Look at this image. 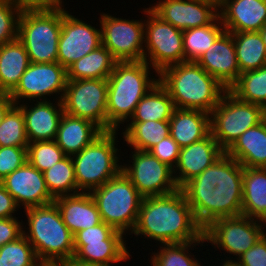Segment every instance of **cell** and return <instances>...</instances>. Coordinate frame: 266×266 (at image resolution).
Listing matches in <instances>:
<instances>
[{
	"label": "cell",
	"mask_w": 266,
	"mask_h": 266,
	"mask_svg": "<svg viewBox=\"0 0 266 266\" xmlns=\"http://www.w3.org/2000/svg\"><path fill=\"white\" fill-rule=\"evenodd\" d=\"M180 189L203 229L216 219L242 215L243 166L226 153Z\"/></svg>",
	"instance_id": "1"
},
{
	"label": "cell",
	"mask_w": 266,
	"mask_h": 266,
	"mask_svg": "<svg viewBox=\"0 0 266 266\" xmlns=\"http://www.w3.org/2000/svg\"><path fill=\"white\" fill-rule=\"evenodd\" d=\"M224 31L219 15L206 26L184 30V62H197Z\"/></svg>",
	"instance_id": "33"
},
{
	"label": "cell",
	"mask_w": 266,
	"mask_h": 266,
	"mask_svg": "<svg viewBox=\"0 0 266 266\" xmlns=\"http://www.w3.org/2000/svg\"><path fill=\"white\" fill-rule=\"evenodd\" d=\"M21 12L12 0H0V44L17 39Z\"/></svg>",
	"instance_id": "41"
},
{
	"label": "cell",
	"mask_w": 266,
	"mask_h": 266,
	"mask_svg": "<svg viewBox=\"0 0 266 266\" xmlns=\"http://www.w3.org/2000/svg\"><path fill=\"white\" fill-rule=\"evenodd\" d=\"M169 135V121L131 122L126 125L123 132L124 141L141 151H149Z\"/></svg>",
	"instance_id": "34"
},
{
	"label": "cell",
	"mask_w": 266,
	"mask_h": 266,
	"mask_svg": "<svg viewBox=\"0 0 266 266\" xmlns=\"http://www.w3.org/2000/svg\"><path fill=\"white\" fill-rule=\"evenodd\" d=\"M133 152L132 165H122V171L144 198L166 195L179 189L172 167L149 151L135 149Z\"/></svg>",
	"instance_id": "13"
},
{
	"label": "cell",
	"mask_w": 266,
	"mask_h": 266,
	"mask_svg": "<svg viewBox=\"0 0 266 266\" xmlns=\"http://www.w3.org/2000/svg\"><path fill=\"white\" fill-rule=\"evenodd\" d=\"M175 105L167 90L158 82L137 104L131 122L169 121Z\"/></svg>",
	"instance_id": "31"
},
{
	"label": "cell",
	"mask_w": 266,
	"mask_h": 266,
	"mask_svg": "<svg viewBox=\"0 0 266 266\" xmlns=\"http://www.w3.org/2000/svg\"><path fill=\"white\" fill-rule=\"evenodd\" d=\"M163 244L197 241L203 228L196 221L184 193L145 197L142 200L137 223L131 232Z\"/></svg>",
	"instance_id": "2"
},
{
	"label": "cell",
	"mask_w": 266,
	"mask_h": 266,
	"mask_svg": "<svg viewBox=\"0 0 266 266\" xmlns=\"http://www.w3.org/2000/svg\"><path fill=\"white\" fill-rule=\"evenodd\" d=\"M218 13L226 32L260 31L266 23V0H223Z\"/></svg>",
	"instance_id": "21"
},
{
	"label": "cell",
	"mask_w": 266,
	"mask_h": 266,
	"mask_svg": "<svg viewBox=\"0 0 266 266\" xmlns=\"http://www.w3.org/2000/svg\"><path fill=\"white\" fill-rule=\"evenodd\" d=\"M66 84L67 69L58 62L30 63L21 76L20 82L9 96L14 104H19L20 99L29 98L30 101L31 99L37 101L43 96V99L47 100L45 95L51 96L58 93L60 97H57V100L62 101Z\"/></svg>",
	"instance_id": "15"
},
{
	"label": "cell",
	"mask_w": 266,
	"mask_h": 266,
	"mask_svg": "<svg viewBox=\"0 0 266 266\" xmlns=\"http://www.w3.org/2000/svg\"><path fill=\"white\" fill-rule=\"evenodd\" d=\"M28 231L23 235L39 261L61 262L74 257V238L53 202L25 209Z\"/></svg>",
	"instance_id": "5"
},
{
	"label": "cell",
	"mask_w": 266,
	"mask_h": 266,
	"mask_svg": "<svg viewBox=\"0 0 266 266\" xmlns=\"http://www.w3.org/2000/svg\"><path fill=\"white\" fill-rule=\"evenodd\" d=\"M117 62L110 51L101 45L67 69V80L107 79Z\"/></svg>",
	"instance_id": "29"
},
{
	"label": "cell",
	"mask_w": 266,
	"mask_h": 266,
	"mask_svg": "<svg viewBox=\"0 0 266 266\" xmlns=\"http://www.w3.org/2000/svg\"><path fill=\"white\" fill-rule=\"evenodd\" d=\"M90 194L103 222L124 235L125 232L134 230L144 197L123 171Z\"/></svg>",
	"instance_id": "8"
},
{
	"label": "cell",
	"mask_w": 266,
	"mask_h": 266,
	"mask_svg": "<svg viewBox=\"0 0 266 266\" xmlns=\"http://www.w3.org/2000/svg\"><path fill=\"white\" fill-rule=\"evenodd\" d=\"M221 266H241V264L236 260H226L223 262Z\"/></svg>",
	"instance_id": "53"
},
{
	"label": "cell",
	"mask_w": 266,
	"mask_h": 266,
	"mask_svg": "<svg viewBox=\"0 0 266 266\" xmlns=\"http://www.w3.org/2000/svg\"><path fill=\"white\" fill-rule=\"evenodd\" d=\"M228 90L238 99L260 105L266 110V65L241 73Z\"/></svg>",
	"instance_id": "35"
},
{
	"label": "cell",
	"mask_w": 266,
	"mask_h": 266,
	"mask_svg": "<svg viewBox=\"0 0 266 266\" xmlns=\"http://www.w3.org/2000/svg\"><path fill=\"white\" fill-rule=\"evenodd\" d=\"M27 161V147H0V182Z\"/></svg>",
	"instance_id": "43"
},
{
	"label": "cell",
	"mask_w": 266,
	"mask_h": 266,
	"mask_svg": "<svg viewBox=\"0 0 266 266\" xmlns=\"http://www.w3.org/2000/svg\"><path fill=\"white\" fill-rule=\"evenodd\" d=\"M180 149L181 147L169 135L153 146L149 152L174 169L179 159Z\"/></svg>",
	"instance_id": "44"
},
{
	"label": "cell",
	"mask_w": 266,
	"mask_h": 266,
	"mask_svg": "<svg viewBox=\"0 0 266 266\" xmlns=\"http://www.w3.org/2000/svg\"><path fill=\"white\" fill-rule=\"evenodd\" d=\"M62 18L63 8L22 10L17 38L31 63L57 62Z\"/></svg>",
	"instance_id": "7"
},
{
	"label": "cell",
	"mask_w": 266,
	"mask_h": 266,
	"mask_svg": "<svg viewBox=\"0 0 266 266\" xmlns=\"http://www.w3.org/2000/svg\"><path fill=\"white\" fill-rule=\"evenodd\" d=\"M154 5L149 8L157 16L182 31L206 26L219 15L214 6L197 0H163Z\"/></svg>",
	"instance_id": "18"
},
{
	"label": "cell",
	"mask_w": 266,
	"mask_h": 266,
	"mask_svg": "<svg viewBox=\"0 0 266 266\" xmlns=\"http://www.w3.org/2000/svg\"><path fill=\"white\" fill-rule=\"evenodd\" d=\"M65 156L55 140L35 141L27 146V161L42 173Z\"/></svg>",
	"instance_id": "39"
},
{
	"label": "cell",
	"mask_w": 266,
	"mask_h": 266,
	"mask_svg": "<svg viewBox=\"0 0 266 266\" xmlns=\"http://www.w3.org/2000/svg\"><path fill=\"white\" fill-rule=\"evenodd\" d=\"M28 144L23 112L18 104H13L0 123V147H27Z\"/></svg>",
	"instance_id": "37"
},
{
	"label": "cell",
	"mask_w": 266,
	"mask_h": 266,
	"mask_svg": "<svg viewBox=\"0 0 266 266\" xmlns=\"http://www.w3.org/2000/svg\"><path fill=\"white\" fill-rule=\"evenodd\" d=\"M14 198L18 208L44 206L54 202L44 180V175L26 161L0 182Z\"/></svg>",
	"instance_id": "17"
},
{
	"label": "cell",
	"mask_w": 266,
	"mask_h": 266,
	"mask_svg": "<svg viewBox=\"0 0 266 266\" xmlns=\"http://www.w3.org/2000/svg\"><path fill=\"white\" fill-rule=\"evenodd\" d=\"M157 77L169 93L175 108L197 109L210 114L228 90L197 62L169 66Z\"/></svg>",
	"instance_id": "3"
},
{
	"label": "cell",
	"mask_w": 266,
	"mask_h": 266,
	"mask_svg": "<svg viewBox=\"0 0 266 266\" xmlns=\"http://www.w3.org/2000/svg\"><path fill=\"white\" fill-rule=\"evenodd\" d=\"M13 101L9 94H0V123L7 112V110L13 105Z\"/></svg>",
	"instance_id": "49"
},
{
	"label": "cell",
	"mask_w": 266,
	"mask_h": 266,
	"mask_svg": "<svg viewBox=\"0 0 266 266\" xmlns=\"http://www.w3.org/2000/svg\"><path fill=\"white\" fill-rule=\"evenodd\" d=\"M64 266H105L101 264H93V263H87L80 260H77L75 258H70L68 260L61 261Z\"/></svg>",
	"instance_id": "50"
},
{
	"label": "cell",
	"mask_w": 266,
	"mask_h": 266,
	"mask_svg": "<svg viewBox=\"0 0 266 266\" xmlns=\"http://www.w3.org/2000/svg\"><path fill=\"white\" fill-rule=\"evenodd\" d=\"M262 224L266 226L264 221L243 215L219 218L203 229V235L215 248L239 257L265 234Z\"/></svg>",
	"instance_id": "12"
},
{
	"label": "cell",
	"mask_w": 266,
	"mask_h": 266,
	"mask_svg": "<svg viewBox=\"0 0 266 266\" xmlns=\"http://www.w3.org/2000/svg\"><path fill=\"white\" fill-rule=\"evenodd\" d=\"M123 232L101 222L94 227L80 230L73 235L74 243H95L102 240H124Z\"/></svg>",
	"instance_id": "42"
},
{
	"label": "cell",
	"mask_w": 266,
	"mask_h": 266,
	"mask_svg": "<svg viewBox=\"0 0 266 266\" xmlns=\"http://www.w3.org/2000/svg\"><path fill=\"white\" fill-rule=\"evenodd\" d=\"M23 225L16 217L0 218V248L23 235Z\"/></svg>",
	"instance_id": "46"
},
{
	"label": "cell",
	"mask_w": 266,
	"mask_h": 266,
	"mask_svg": "<svg viewBox=\"0 0 266 266\" xmlns=\"http://www.w3.org/2000/svg\"><path fill=\"white\" fill-rule=\"evenodd\" d=\"M55 106L49 100H40L33 107L19 104L23 112L28 142L55 140L61 117L64 113L62 101ZM29 107V109H28ZM58 108V109H57Z\"/></svg>",
	"instance_id": "22"
},
{
	"label": "cell",
	"mask_w": 266,
	"mask_h": 266,
	"mask_svg": "<svg viewBox=\"0 0 266 266\" xmlns=\"http://www.w3.org/2000/svg\"><path fill=\"white\" fill-rule=\"evenodd\" d=\"M43 175L46 187L54 199L80 193L77 189L72 156L66 155L53 167L44 171Z\"/></svg>",
	"instance_id": "36"
},
{
	"label": "cell",
	"mask_w": 266,
	"mask_h": 266,
	"mask_svg": "<svg viewBox=\"0 0 266 266\" xmlns=\"http://www.w3.org/2000/svg\"><path fill=\"white\" fill-rule=\"evenodd\" d=\"M225 153L243 167L266 168V118L246 130Z\"/></svg>",
	"instance_id": "25"
},
{
	"label": "cell",
	"mask_w": 266,
	"mask_h": 266,
	"mask_svg": "<svg viewBox=\"0 0 266 266\" xmlns=\"http://www.w3.org/2000/svg\"><path fill=\"white\" fill-rule=\"evenodd\" d=\"M24 45L18 40L0 44V94H10L30 65Z\"/></svg>",
	"instance_id": "27"
},
{
	"label": "cell",
	"mask_w": 266,
	"mask_h": 266,
	"mask_svg": "<svg viewBox=\"0 0 266 266\" xmlns=\"http://www.w3.org/2000/svg\"><path fill=\"white\" fill-rule=\"evenodd\" d=\"M21 10L62 8V0H12Z\"/></svg>",
	"instance_id": "47"
},
{
	"label": "cell",
	"mask_w": 266,
	"mask_h": 266,
	"mask_svg": "<svg viewBox=\"0 0 266 266\" xmlns=\"http://www.w3.org/2000/svg\"><path fill=\"white\" fill-rule=\"evenodd\" d=\"M260 34H261V37H262V40L265 44V48H266V23L263 25V27L260 29Z\"/></svg>",
	"instance_id": "54"
},
{
	"label": "cell",
	"mask_w": 266,
	"mask_h": 266,
	"mask_svg": "<svg viewBox=\"0 0 266 266\" xmlns=\"http://www.w3.org/2000/svg\"><path fill=\"white\" fill-rule=\"evenodd\" d=\"M107 95V79L67 80L63 111L90 120L102 131H107Z\"/></svg>",
	"instance_id": "11"
},
{
	"label": "cell",
	"mask_w": 266,
	"mask_h": 266,
	"mask_svg": "<svg viewBox=\"0 0 266 266\" xmlns=\"http://www.w3.org/2000/svg\"><path fill=\"white\" fill-rule=\"evenodd\" d=\"M214 6L218 11L221 8L223 0H197Z\"/></svg>",
	"instance_id": "51"
},
{
	"label": "cell",
	"mask_w": 266,
	"mask_h": 266,
	"mask_svg": "<svg viewBox=\"0 0 266 266\" xmlns=\"http://www.w3.org/2000/svg\"><path fill=\"white\" fill-rule=\"evenodd\" d=\"M266 118V110L257 104L244 102L227 90L210 113L211 134L226 151L246 130Z\"/></svg>",
	"instance_id": "9"
},
{
	"label": "cell",
	"mask_w": 266,
	"mask_h": 266,
	"mask_svg": "<svg viewBox=\"0 0 266 266\" xmlns=\"http://www.w3.org/2000/svg\"><path fill=\"white\" fill-rule=\"evenodd\" d=\"M206 242L204 235L197 241L185 243L162 244L160 251L151 257V265L153 266H201L196 257L189 254L188 249ZM195 243V244H194ZM197 243V244H196ZM164 246V247H163Z\"/></svg>",
	"instance_id": "38"
},
{
	"label": "cell",
	"mask_w": 266,
	"mask_h": 266,
	"mask_svg": "<svg viewBox=\"0 0 266 266\" xmlns=\"http://www.w3.org/2000/svg\"><path fill=\"white\" fill-rule=\"evenodd\" d=\"M17 204L14 198L7 192L5 187L0 183V218L15 217L12 214L17 211Z\"/></svg>",
	"instance_id": "48"
},
{
	"label": "cell",
	"mask_w": 266,
	"mask_h": 266,
	"mask_svg": "<svg viewBox=\"0 0 266 266\" xmlns=\"http://www.w3.org/2000/svg\"><path fill=\"white\" fill-rule=\"evenodd\" d=\"M102 45L118 62L144 61V22L116 18L105 13L100 17Z\"/></svg>",
	"instance_id": "14"
},
{
	"label": "cell",
	"mask_w": 266,
	"mask_h": 266,
	"mask_svg": "<svg viewBox=\"0 0 266 266\" xmlns=\"http://www.w3.org/2000/svg\"><path fill=\"white\" fill-rule=\"evenodd\" d=\"M170 136L182 148L211 133L210 114L197 109L175 108L169 119Z\"/></svg>",
	"instance_id": "24"
},
{
	"label": "cell",
	"mask_w": 266,
	"mask_h": 266,
	"mask_svg": "<svg viewBox=\"0 0 266 266\" xmlns=\"http://www.w3.org/2000/svg\"><path fill=\"white\" fill-rule=\"evenodd\" d=\"M197 63L229 89L241 74L232 33L224 31L198 59Z\"/></svg>",
	"instance_id": "19"
},
{
	"label": "cell",
	"mask_w": 266,
	"mask_h": 266,
	"mask_svg": "<svg viewBox=\"0 0 266 266\" xmlns=\"http://www.w3.org/2000/svg\"><path fill=\"white\" fill-rule=\"evenodd\" d=\"M224 153L225 151L211 133L198 142L182 147L178 162L173 169V174L178 171L174 179L179 189L190 179L213 165Z\"/></svg>",
	"instance_id": "20"
},
{
	"label": "cell",
	"mask_w": 266,
	"mask_h": 266,
	"mask_svg": "<svg viewBox=\"0 0 266 266\" xmlns=\"http://www.w3.org/2000/svg\"><path fill=\"white\" fill-rule=\"evenodd\" d=\"M102 45L101 29L77 19L63 8L57 62L68 69Z\"/></svg>",
	"instance_id": "16"
},
{
	"label": "cell",
	"mask_w": 266,
	"mask_h": 266,
	"mask_svg": "<svg viewBox=\"0 0 266 266\" xmlns=\"http://www.w3.org/2000/svg\"><path fill=\"white\" fill-rule=\"evenodd\" d=\"M62 220L74 235L80 230L102 222L97 205L90 193L60 196L54 199Z\"/></svg>",
	"instance_id": "23"
},
{
	"label": "cell",
	"mask_w": 266,
	"mask_h": 266,
	"mask_svg": "<svg viewBox=\"0 0 266 266\" xmlns=\"http://www.w3.org/2000/svg\"><path fill=\"white\" fill-rule=\"evenodd\" d=\"M236 259L241 266H266V233L248 251Z\"/></svg>",
	"instance_id": "45"
},
{
	"label": "cell",
	"mask_w": 266,
	"mask_h": 266,
	"mask_svg": "<svg viewBox=\"0 0 266 266\" xmlns=\"http://www.w3.org/2000/svg\"><path fill=\"white\" fill-rule=\"evenodd\" d=\"M240 73L266 65V48L259 31L232 33Z\"/></svg>",
	"instance_id": "32"
},
{
	"label": "cell",
	"mask_w": 266,
	"mask_h": 266,
	"mask_svg": "<svg viewBox=\"0 0 266 266\" xmlns=\"http://www.w3.org/2000/svg\"><path fill=\"white\" fill-rule=\"evenodd\" d=\"M39 266H64L62 262L40 261Z\"/></svg>",
	"instance_id": "52"
},
{
	"label": "cell",
	"mask_w": 266,
	"mask_h": 266,
	"mask_svg": "<svg viewBox=\"0 0 266 266\" xmlns=\"http://www.w3.org/2000/svg\"><path fill=\"white\" fill-rule=\"evenodd\" d=\"M125 242V240H102L95 243H74L73 258L87 263L111 266L112 263L129 259L130 251H127Z\"/></svg>",
	"instance_id": "30"
},
{
	"label": "cell",
	"mask_w": 266,
	"mask_h": 266,
	"mask_svg": "<svg viewBox=\"0 0 266 266\" xmlns=\"http://www.w3.org/2000/svg\"><path fill=\"white\" fill-rule=\"evenodd\" d=\"M242 215L266 222V168L243 167Z\"/></svg>",
	"instance_id": "28"
},
{
	"label": "cell",
	"mask_w": 266,
	"mask_h": 266,
	"mask_svg": "<svg viewBox=\"0 0 266 266\" xmlns=\"http://www.w3.org/2000/svg\"><path fill=\"white\" fill-rule=\"evenodd\" d=\"M116 130L103 131L79 153L72 155L77 189L90 193L122 171L117 155Z\"/></svg>",
	"instance_id": "6"
},
{
	"label": "cell",
	"mask_w": 266,
	"mask_h": 266,
	"mask_svg": "<svg viewBox=\"0 0 266 266\" xmlns=\"http://www.w3.org/2000/svg\"><path fill=\"white\" fill-rule=\"evenodd\" d=\"M149 69V64L145 61L115 64L107 78V131H117L120 124L129 122L137 104L159 82V79H150Z\"/></svg>",
	"instance_id": "4"
},
{
	"label": "cell",
	"mask_w": 266,
	"mask_h": 266,
	"mask_svg": "<svg viewBox=\"0 0 266 266\" xmlns=\"http://www.w3.org/2000/svg\"><path fill=\"white\" fill-rule=\"evenodd\" d=\"M39 262L24 235L0 248V266H37Z\"/></svg>",
	"instance_id": "40"
},
{
	"label": "cell",
	"mask_w": 266,
	"mask_h": 266,
	"mask_svg": "<svg viewBox=\"0 0 266 266\" xmlns=\"http://www.w3.org/2000/svg\"><path fill=\"white\" fill-rule=\"evenodd\" d=\"M143 12L149 16H146L147 21L144 20V61L153 67L156 74L183 63V31L162 20L150 8Z\"/></svg>",
	"instance_id": "10"
},
{
	"label": "cell",
	"mask_w": 266,
	"mask_h": 266,
	"mask_svg": "<svg viewBox=\"0 0 266 266\" xmlns=\"http://www.w3.org/2000/svg\"><path fill=\"white\" fill-rule=\"evenodd\" d=\"M103 131L92 121L63 113L55 142L63 152L72 156L89 145Z\"/></svg>",
	"instance_id": "26"
}]
</instances>
